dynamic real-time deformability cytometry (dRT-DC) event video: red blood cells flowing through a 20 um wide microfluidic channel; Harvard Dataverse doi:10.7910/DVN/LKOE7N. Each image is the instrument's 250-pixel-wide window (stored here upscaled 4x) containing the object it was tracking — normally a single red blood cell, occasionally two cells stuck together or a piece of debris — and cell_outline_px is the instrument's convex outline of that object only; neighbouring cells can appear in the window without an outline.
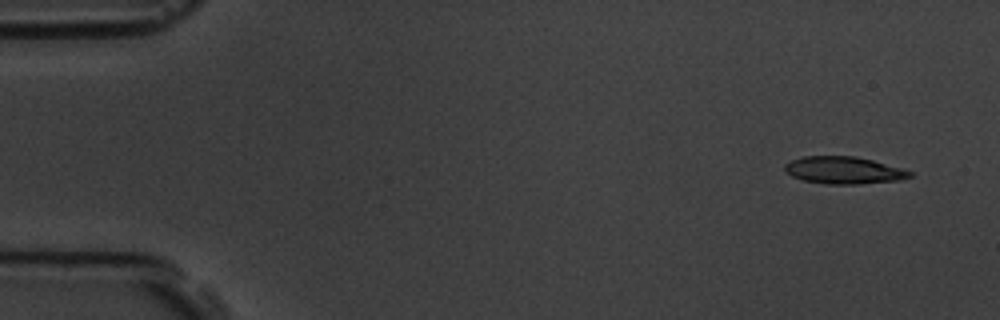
{"species": "common noctule bat (a hibernating species)", "species_latin": "Nyctalus noctula", "temperature_condition": "room temperature", "stored_images_in_passage": 6, "segment_of_instrument_passage": [2, 2], "camera_frame_rate_fps": 3000, "um_per_image_px": 0.085, "animal": {"sex": "male", "body_mass_g": 19.5, "forearm_length_mm": 54.6}, "frame": {"image": 1, "passage_image": 6, "time_ms": 5.667, "image_size_px": [1000, 320], "cell_outline_px": [[912, 176], [900, 180], [860, 184], [824, 184], [804, 180], [792, 176], [784, 168], [784, 164], [792, 160], [804, 156], [856, 156], [872, 160], [900, 168], [912, 172]], "centroid_in_image_um": [71.72, 14.47], "position_along_channel_um": 13.3, "area_um2": 19.71}}